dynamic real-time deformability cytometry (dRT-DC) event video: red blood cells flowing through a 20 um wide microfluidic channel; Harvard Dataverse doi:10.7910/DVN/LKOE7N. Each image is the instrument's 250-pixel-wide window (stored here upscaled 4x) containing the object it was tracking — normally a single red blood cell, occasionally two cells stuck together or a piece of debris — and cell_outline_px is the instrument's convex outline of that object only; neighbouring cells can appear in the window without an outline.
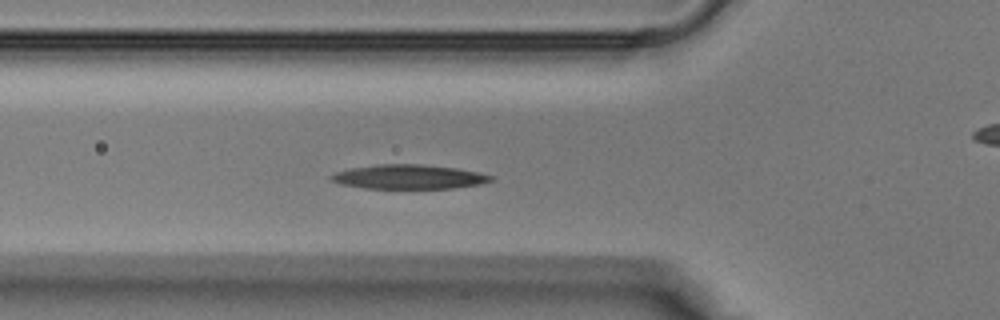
{"species": "Egyptian fruit bat (a non-hibernating species)", "species_latin": "Rousettus aegyptiacus", "temperature_condition": "warm", "stored_images_in_passage": 10, "camera_frame_rate_fps": 3000, "um_per_image_px": 0.085, "animal": {"sex": "male"}, "frame": {"image": 1, "passage_image": 2, "time_ms": 0.333, "image_size_px": [1000, 320], "cell_outline_px": [[496, 180], [480, 184], [452, 188], [364, 188], [340, 184], [332, 180], [328, 176], [336, 172], [348, 168], [376, 164], [420, 164], [456, 168], [496, 176]], "centroid_in_image_um": [34.75, 15.02], "position_along_channel_um": 91.0, "area_um2": 22.72}}
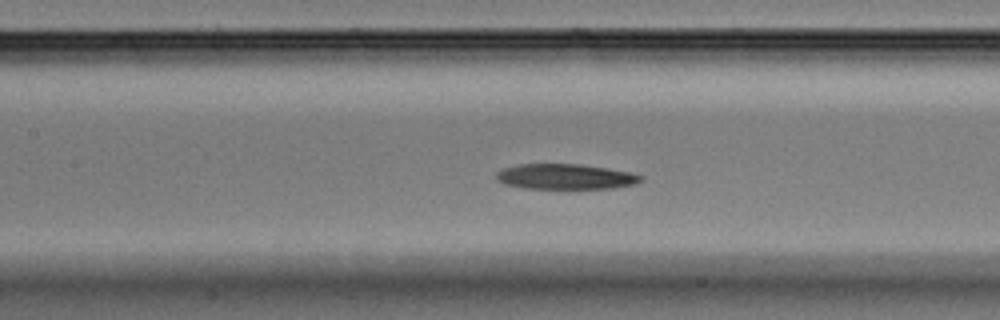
{"frame": {"image": 2, "passage_image": 6, "time_ms": 1.667, "image_size_px": [1000, 320], "cell_outline_px": [[644, 180], [632, 184], [612, 188], [524, 188], [504, 184], [496, 180], [496, 172], [504, 168], [516, 164], [580, 164], [608, 168], [632, 172], [644, 176]], "centroid_in_image_um": [48.06, 15.0], "position_along_channel_um": 159.3, "area_um2": 21.39}}
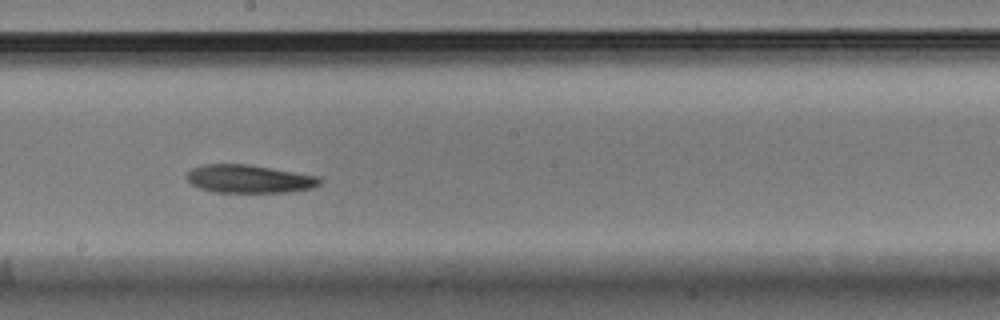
{"frame": {"image": 3, "passage_image": 10, "time_ms": 3.0, "image_size_px": [1000, 320], "cell_outline_px": [[324, 180], [320, 184], [312, 188], [292, 192], [216, 192], [200, 188], [192, 184], [184, 176], [192, 168], [200, 164], [248, 164], [320, 176]], "centroid_in_image_um": [21.21, 15.2], "position_along_channel_um": 227.0, "area_um2": 22.02}}